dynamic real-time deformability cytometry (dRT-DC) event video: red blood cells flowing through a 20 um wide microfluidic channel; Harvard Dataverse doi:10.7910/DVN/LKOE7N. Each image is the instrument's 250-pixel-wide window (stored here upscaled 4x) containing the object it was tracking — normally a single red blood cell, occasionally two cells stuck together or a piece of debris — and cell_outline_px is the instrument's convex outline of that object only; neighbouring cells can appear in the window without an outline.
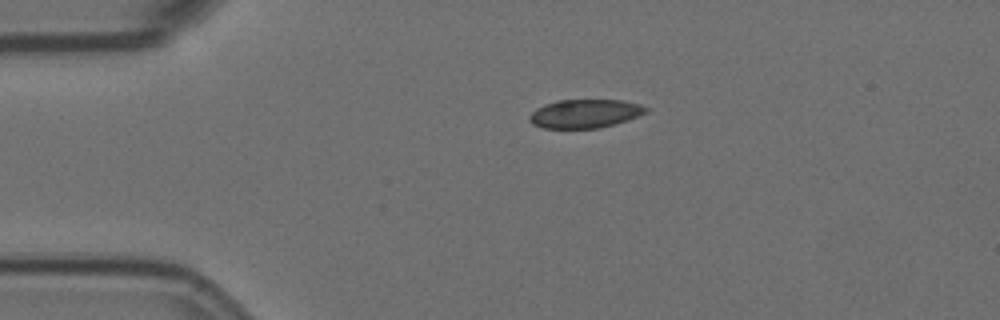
{"species": "Egyptian fruit bat (a non-hibernating species)", "species_latin": "Rousettus aegyptiacus", "temperature_condition": "room temperature", "stored_images_in_passage": 2, "camera_frame_rate_fps": 3000, "um_per_image_px": 0.085, "animal": {"sex": "female"}, "frame": {"image": 1, "passage_image": 1, "time_ms": 0.0, "image_size_px": [1000, 320], "cell_outline_px": [[648, 108], [644, 112], [628, 120], [600, 128], [544, 128], [532, 124], [528, 120], [528, 116], [536, 108], [544, 104], [556, 100], [624, 100], [640, 104]], "centroid_in_image_um": [49.67, 9.65], "position_along_channel_um": 35.3, "area_um2": 19.42}}